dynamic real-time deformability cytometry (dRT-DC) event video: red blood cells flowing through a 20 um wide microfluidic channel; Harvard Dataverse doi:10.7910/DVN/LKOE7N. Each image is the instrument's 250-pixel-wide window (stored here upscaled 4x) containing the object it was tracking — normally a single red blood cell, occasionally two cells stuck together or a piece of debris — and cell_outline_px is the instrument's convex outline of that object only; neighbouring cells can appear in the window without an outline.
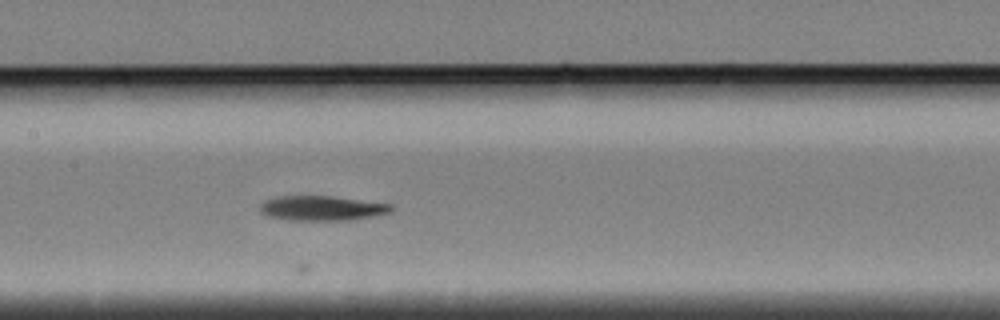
{"species": "Egyptian fruit bat (a non-hibernating species)", "species_latin": "Rousettus aegyptiacus", "temperature_condition": "cold", "stored_images_in_passage": 45, "camera_frame_rate_fps": 3000, "um_per_image_px": 0.085, "animal": {"sex": "female"}, "frame": {"image": 1, "passage_image": 13, "time_ms": 4.0, "image_size_px": [1000, 320], "cell_outline_px": [[392, 212], [356, 220], [284, 220], [268, 216], [260, 212], [260, 204], [268, 200], [280, 196], [332, 196], [392, 204]], "centroid_in_image_um": [27.39, 17.71], "position_along_channel_um": 180.0, "area_um2": 19.02}}
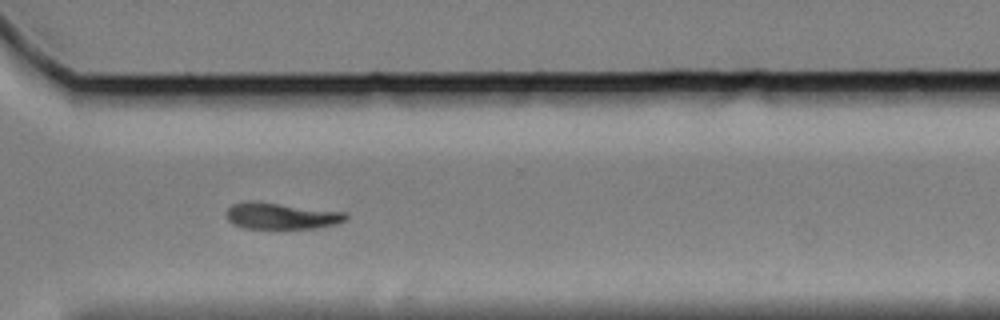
{"frame": {"image": 2, "passage_image": 28, "time_ms": 9.0, "image_size_px": [1000, 320], "cell_outline_px": [[348, 220], [336, 224], [316, 228], [244, 228], [232, 224], [228, 220], [228, 208], [232, 204], [252, 200], [348, 212]], "centroid_in_image_um": [23.96, 18.35], "position_along_channel_um": 346.6, "area_um2": 18.5}}
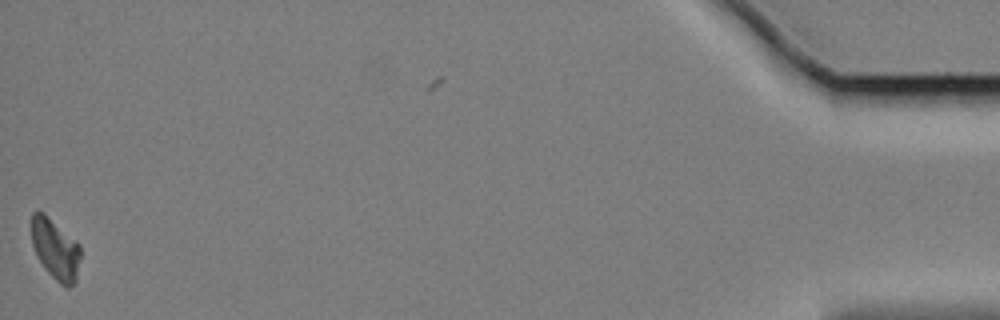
{"frame": {"image": 3, "passage_image": 44, "time_ms": 14.333, "image_size_px": [1000, 320], "cell_outline_px": [[80, 256], [76, 280], [68, 288], [64, 288], [48, 272], [40, 260], [32, 244], [32, 212], [44, 212], [80, 244]], "centroid_in_image_um": [4.73, 21.17], "position_along_channel_um": 430.5, "area_um2": 17.11}}